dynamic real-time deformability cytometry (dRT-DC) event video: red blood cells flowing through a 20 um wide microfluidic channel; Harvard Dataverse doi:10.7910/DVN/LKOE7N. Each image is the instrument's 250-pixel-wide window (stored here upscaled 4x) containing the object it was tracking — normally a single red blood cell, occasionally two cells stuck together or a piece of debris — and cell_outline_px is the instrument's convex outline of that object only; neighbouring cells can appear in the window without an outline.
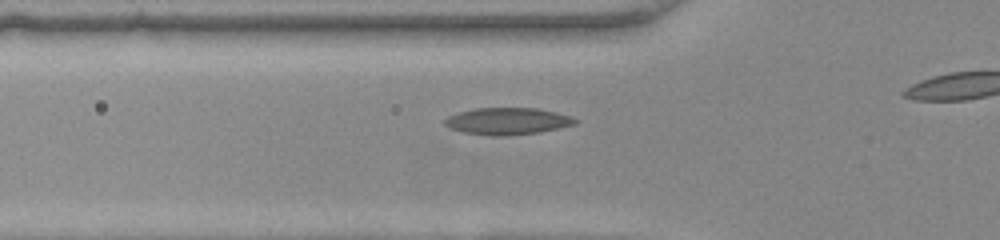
{"species": "common noctule bat (a hibernating species)", "species_latin": "Nyctalus noctula", "temperature_condition": "warm", "stored_images_in_passage": 17, "camera_frame_rate_fps": 3000, "um_per_image_px": 0.085, "animal": {"sex": "female", "body_mass_g": 22.0, "forearm_length_mm": 56.7}, "frame": {"image": 1, "passage_image": 12, "time_ms": 3.667, "image_size_px": [1000, 240], "cell_outline_px": [[576, 120], [572, 124], [556, 128], [536, 132], [464, 132], [452, 128], [444, 124], [444, 120], [448, 116], [460, 112], [480, 108], [536, 108], [568, 116]], "centroid_in_image_um": [43.09, 10.23], "position_along_channel_um": 82.7, "area_um2": 18.5}}
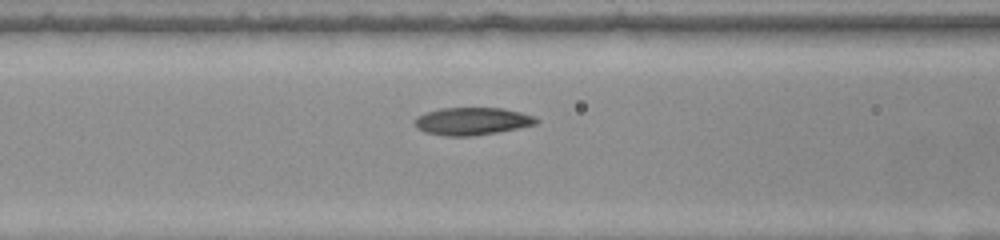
{"frame": {"image": 2, "passage_image": 15, "time_ms": 4.667, "image_size_px": [1000, 240], "cell_outline_px": [[536, 120], [532, 124], [492, 132], [464, 136], [452, 136], [428, 132], [420, 128], [416, 124], [416, 120], [420, 116], [428, 112], [444, 108], [500, 108], [532, 116]], "centroid_in_image_um": [40.07, 10.28], "position_along_channel_um": 126.5, "area_um2": 18.09}}